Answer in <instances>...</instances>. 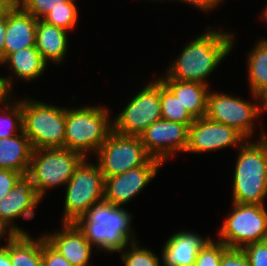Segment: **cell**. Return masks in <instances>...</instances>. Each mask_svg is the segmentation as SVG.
I'll use <instances>...</instances> for the list:
<instances>
[{"instance_id": "1", "label": "cell", "mask_w": 267, "mask_h": 266, "mask_svg": "<svg viewBox=\"0 0 267 266\" xmlns=\"http://www.w3.org/2000/svg\"><path fill=\"white\" fill-rule=\"evenodd\" d=\"M235 33L208 27L204 33L187 42L178 57L164 72L178 81L199 82L209 85L207 77L230 55Z\"/></svg>"}, {"instance_id": "2", "label": "cell", "mask_w": 267, "mask_h": 266, "mask_svg": "<svg viewBox=\"0 0 267 266\" xmlns=\"http://www.w3.org/2000/svg\"><path fill=\"white\" fill-rule=\"evenodd\" d=\"M133 215L123 208L102 200L92 205L74 224L87 241L96 247L97 253L121 252L126 246L137 242L131 227Z\"/></svg>"}, {"instance_id": "3", "label": "cell", "mask_w": 267, "mask_h": 266, "mask_svg": "<svg viewBox=\"0 0 267 266\" xmlns=\"http://www.w3.org/2000/svg\"><path fill=\"white\" fill-rule=\"evenodd\" d=\"M256 141V142H254ZM247 139L237 150L232 184V202L265 205L267 198V133Z\"/></svg>"}, {"instance_id": "4", "label": "cell", "mask_w": 267, "mask_h": 266, "mask_svg": "<svg viewBox=\"0 0 267 266\" xmlns=\"http://www.w3.org/2000/svg\"><path fill=\"white\" fill-rule=\"evenodd\" d=\"M77 108L66 107L64 148L88 158L91 153L96 154L113 131L112 118L105 105Z\"/></svg>"}, {"instance_id": "5", "label": "cell", "mask_w": 267, "mask_h": 266, "mask_svg": "<svg viewBox=\"0 0 267 266\" xmlns=\"http://www.w3.org/2000/svg\"><path fill=\"white\" fill-rule=\"evenodd\" d=\"M23 133L34 150L64 148L66 108L31 97L20 99Z\"/></svg>"}, {"instance_id": "6", "label": "cell", "mask_w": 267, "mask_h": 266, "mask_svg": "<svg viewBox=\"0 0 267 266\" xmlns=\"http://www.w3.org/2000/svg\"><path fill=\"white\" fill-rule=\"evenodd\" d=\"M85 157L66 148L33 150L28 176L43 201L46 192L65 186Z\"/></svg>"}, {"instance_id": "7", "label": "cell", "mask_w": 267, "mask_h": 266, "mask_svg": "<svg viewBox=\"0 0 267 266\" xmlns=\"http://www.w3.org/2000/svg\"><path fill=\"white\" fill-rule=\"evenodd\" d=\"M61 223H74L89 208L104 200L105 178L97 163L85 158L65 185Z\"/></svg>"}, {"instance_id": "8", "label": "cell", "mask_w": 267, "mask_h": 266, "mask_svg": "<svg viewBox=\"0 0 267 266\" xmlns=\"http://www.w3.org/2000/svg\"><path fill=\"white\" fill-rule=\"evenodd\" d=\"M218 230V240L228 248L242 249L251 243L267 240L266 205L239 204L232 202Z\"/></svg>"}, {"instance_id": "9", "label": "cell", "mask_w": 267, "mask_h": 266, "mask_svg": "<svg viewBox=\"0 0 267 266\" xmlns=\"http://www.w3.org/2000/svg\"><path fill=\"white\" fill-rule=\"evenodd\" d=\"M251 101L231 93L215 92L210 90L207 98L206 117L212 121L226 124L235 128L246 139H251L255 133V120L262 116L260 96L250 95ZM254 99V101H253ZM256 102V103H253ZM258 103V104H257Z\"/></svg>"}, {"instance_id": "10", "label": "cell", "mask_w": 267, "mask_h": 266, "mask_svg": "<svg viewBox=\"0 0 267 266\" xmlns=\"http://www.w3.org/2000/svg\"><path fill=\"white\" fill-rule=\"evenodd\" d=\"M135 94L112 120L114 132L139 137L152 123L162 118L158 78L153 79Z\"/></svg>"}, {"instance_id": "11", "label": "cell", "mask_w": 267, "mask_h": 266, "mask_svg": "<svg viewBox=\"0 0 267 266\" xmlns=\"http://www.w3.org/2000/svg\"><path fill=\"white\" fill-rule=\"evenodd\" d=\"M104 178L113 177L145 165L152 157L146 152L140 137L112 131L95 154Z\"/></svg>"}, {"instance_id": "12", "label": "cell", "mask_w": 267, "mask_h": 266, "mask_svg": "<svg viewBox=\"0 0 267 266\" xmlns=\"http://www.w3.org/2000/svg\"><path fill=\"white\" fill-rule=\"evenodd\" d=\"M188 135L189 125L161 118L146 128L139 137L146 152L164 164L177 152L186 151Z\"/></svg>"}, {"instance_id": "13", "label": "cell", "mask_w": 267, "mask_h": 266, "mask_svg": "<svg viewBox=\"0 0 267 266\" xmlns=\"http://www.w3.org/2000/svg\"><path fill=\"white\" fill-rule=\"evenodd\" d=\"M247 139L235 128L212 121L206 116L195 119L189 126L188 145L185 153H206L237 147Z\"/></svg>"}, {"instance_id": "14", "label": "cell", "mask_w": 267, "mask_h": 266, "mask_svg": "<svg viewBox=\"0 0 267 266\" xmlns=\"http://www.w3.org/2000/svg\"><path fill=\"white\" fill-rule=\"evenodd\" d=\"M161 167L163 163L160 160L151 158L145 165L105 178L104 200L116 206H125L151 183Z\"/></svg>"}, {"instance_id": "15", "label": "cell", "mask_w": 267, "mask_h": 266, "mask_svg": "<svg viewBox=\"0 0 267 266\" xmlns=\"http://www.w3.org/2000/svg\"><path fill=\"white\" fill-rule=\"evenodd\" d=\"M41 201L31 178L27 174L22 175L14 188L0 200V217L9 222L20 234H27L14 221L22 217L27 220L33 219L35 208Z\"/></svg>"}, {"instance_id": "16", "label": "cell", "mask_w": 267, "mask_h": 266, "mask_svg": "<svg viewBox=\"0 0 267 266\" xmlns=\"http://www.w3.org/2000/svg\"><path fill=\"white\" fill-rule=\"evenodd\" d=\"M61 230L45 233V239L64 256L72 266H91L93 246L74 223H61Z\"/></svg>"}, {"instance_id": "17", "label": "cell", "mask_w": 267, "mask_h": 266, "mask_svg": "<svg viewBox=\"0 0 267 266\" xmlns=\"http://www.w3.org/2000/svg\"><path fill=\"white\" fill-rule=\"evenodd\" d=\"M38 19L19 4L6 9L4 59L11 53L35 46Z\"/></svg>"}, {"instance_id": "18", "label": "cell", "mask_w": 267, "mask_h": 266, "mask_svg": "<svg viewBox=\"0 0 267 266\" xmlns=\"http://www.w3.org/2000/svg\"><path fill=\"white\" fill-rule=\"evenodd\" d=\"M210 239V236L204 238L190 230L175 232L162 247V265L194 266L198 253Z\"/></svg>"}, {"instance_id": "19", "label": "cell", "mask_w": 267, "mask_h": 266, "mask_svg": "<svg viewBox=\"0 0 267 266\" xmlns=\"http://www.w3.org/2000/svg\"><path fill=\"white\" fill-rule=\"evenodd\" d=\"M0 65H6L14 76H3L11 91L15 80L33 82L44 75L48 64L43 60L36 46L21 49L15 53L9 54ZM15 78V79H14ZM17 78V79H16ZM14 79V80H13Z\"/></svg>"}, {"instance_id": "20", "label": "cell", "mask_w": 267, "mask_h": 266, "mask_svg": "<svg viewBox=\"0 0 267 266\" xmlns=\"http://www.w3.org/2000/svg\"><path fill=\"white\" fill-rule=\"evenodd\" d=\"M68 33L63 28L38 20L35 46L47 64L53 62L59 66L63 63L69 46Z\"/></svg>"}, {"instance_id": "21", "label": "cell", "mask_w": 267, "mask_h": 266, "mask_svg": "<svg viewBox=\"0 0 267 266\" xmlns=\"http://www.w3.org/2000/svg\"><path fill=\"white\" fill-rule=\"evenodd\" d=\"M158 79L176 96L180 103L195 118L206 115L209 85L199 82L178 81L169 78L165 73Z\"/></svg>"}, {"instance_id": "22", "label": "cell", "mask_w": 267, "mask_h": 266, "mask_svg": "<svg viewBox=\"0 0 267 266\" xmlns=\"http://www.w3.org/2000/svg\"><path fill=\"white\" fill-rule=\"evenodd\" d=\"M33 150L23 131L12 137L0 138V168L28 174Z\"/></svg>"}, {"instance_id": "23", "label": "cell", "mask_w": 267, "mask_h": 266, "mask_svg": "<svg viewBox=\"0 0 267 266\" xmlns=\"http://www.w3.org/2000/svg\"><path fill=\"white\" fill-rule=\"evenodd\" d=\"M31 237L19 234L13 241L6 244L11 266H43L41 258V236Z\"/></svg>"}, {"instance_id": "24", "label": "cell", "mask_w": 267, "mask_h": 266, "mask_svg": "<svg viewBox=\"0 0 267 266\" xmlns=\"http://www.w3.org/2000/svg\"><path fill=\"white\" fill-rule=\"evenodd\" d=\"M248 52L247 78L250 93L260 95L267 88V38H261Z\"/></svg>"}, {"instance_id": "25", "label": "cell", "mask_w": 267, "mask_h": 266, "mask_svg": "<svg viewBox=\"0 0 267 266\" xmlns=\"http://www.w3.org/2000/svg\"><path fill=\"white\" fill-rule=\"evenodd\" d=\"M162 119L191 125L195 118L180 103L176 96L160 81Z\"/></svg>"}, {"instance_id": "26", "label": "cell", "mask_w": 267, "mask_h": 266, "mask_svg": "<svg viewBox=\"0 0 267 266\" xmlns=\"http://www.w3.org/2000/svg\"><path fill=\"white\" fill-rule=\"evenodd\" d=\"M0 110V138L12 137L21 133L23 131L22 108L19 100L12 97Z\"/></svg>"}, {"instance_id": "27", "label": "cell", "mask_w": 267, "mask_h": 266, "mask_svg": "<svg viewBox=\"0 0 267 266\" xmlns=\"http://www.w3.org/2000/svg\"><path fill=\"white\" fill-rule=\"evenodd\" d=\"M139 242L131 243L119 252L124 266H161L159 256L152 249L138 246Z\"/></svg>"}, {"instance_id": "28", "label": "cell", "mask_w": 267, "mask_h": 266, "mask_svg": "<svg viewBox=\"0 0 267 266\" xmlns=\"http://www.w3.org/2000/svg\"><path fill=\"white\" fill-rule=\"evenodd\" d=\"M79 12L75 2H64V6H58L42 19L50 25L63 28L71 32L77 27Z\"/></svg>"}, {"instance_id": "29", "label": "cell", "mask_w": 267, "mask_h": 266, "mask_svg": "<svg viewBox=\"0 0 267 266\" xmlns=\"http://www.w3.org/2000/svg\"><path fill=\"white\" fill-rule=\"evenodd\" d=\"M228 249L223 242L211 238L198 253L194 266H219L222 255Z\"/></svg>"}, {"instance_id": "30", "label": "cell", "mask_w": 267, "mask_h": 266, "mask_svg": "<svg viewBox=\"0 0 267 266\" xmlns=\"http://www.w3.org/2000/svg\"><path fill=\"white\" fill-rule=\"evenodd\" d=\"M77 0H20L19 5L36 19L42 20L53 8L64 6V2Z\"/></svg>"}, {"instance_id": "31", "label": "cell", "mask_w": 267, "mask_h": 266, "mask_svg": "<svg viewBox=\"0 0 267 266\" xmlns=\"http://www.w3.org/2000/svg\"><path fill=\"white\" fill-rule=\"evenodd\" d=\"M41 258L43 266H72L69 261L45 239L43 233L41 235Z\"/></svg>"}, {"instance_id": "32", "label": "cell", "mask_w": 267, "mask_h": 266, "mask_svg": "<svg viewBox=\"0 0 267 266\" xmlns=\"http://www.w3.org/2000/svg\"><path fill=\"white\" fill-rule=\"evenodd\" d=\"M242 250L251 266H267V240L251 243Z\"/></svg>"}, {"instance_id": "33", "label": "cell", "mask_w": 267, "mask_h": 266, "mask_svg": "<svg viewBox=\"0 0 267 266\" xmlns=\"http://www.w3.org/2000/svg\"><path fill=\"white\" fill-rule=\"evenodd\" d=\"M219 266H251L242 249L229 248L223 255Z\"/></svg>"}, {"instance_id": "34", "label": "cell", "mask_w": 267, "mask_h": 266, "mask_svg": "<svg viewBox=\"0 0 267 266\" xmlns=\"http://www.w3.org/2000/svg\"><path fill=\"white\" fill-rule=\"evenodd\" d=\"M21 176L22 174L17 171L0 168V200L14 188Z\"/></svg>"}, {"instance_id": "35", "label": "cell", "mask_w": 267, "mask_h": 266, "mask_svg": "<svg viewBox=\"0 0 267 266\" xmlns=\"http://www.w3.org/2000/svg\"><path fill=\"white\" fill-rule=\"evenodd\" d=\"M180 3H186L191 5V7H195L201 12H211L214 8H218L220 3H223L224 0H179ZM177 0V2H179Z\"/></svg>"}, {"instance_id": "36", "label": "cell", "mask_w": 267, "mask_h": 266, "mask_svg": "<svg viewBox=\"0 0 267 266\" xmlns=\"http://www.w3.org/2000/svg\"><path fill=\"white\" fill-rule=\"evenodd\" d=\"M20 233L4 218L0 217V240L7 239V244L13 241ZM1 242V241H0Z\"/></svg>"}, {"instance_id": "37", "label": "cell", "mask_w": 267, "mask_h": 266, "mask_svg": "<svg viewBox=\"0 0 267 266\" xmlns=\"http://www.w3.org/2000/svg\"><path fill=\"white\" fill-rule=\"evenodd\" d=\"M12 93L6 79L0 76V108L13 97Z\"/></svg>"}, {"instance_id": "38", "label": "cell", "mask_w": 267, "mask_h": 266, "mask_svg": "<svg viewBox=\"0 0 267 266\" xmlns=\"http://www.w3.org/2000/svg\"><path fill=\"white\" fill-rule=\"evenodd\" d=\"M5 35H6V10L0 14V63L4 60Z\"/></svg>"}, {"instance_id": "39", "label": "cell", "mask_w": 267, "mask_h": 266, "mask_svg": "<svg viewBox=\"0 0 267 266\" xmlns=\"http://www.w3.org/2000/svg\"><path fill=\"white\" fill-rule=\"evenodd\" d=\"M0 266H11L9 254L6 252V244L0 246Z\"/></svg>"}, {"instance_id": "40", "label": "cell", "mask_w": 267, "mask_h": 266, "mask_svg": "<svg viewBox=\"0 0 267 266\" xmlns=\"http://www.w3.org/2000/svg\"><path fill=\"white\" fill-rule=\"evenodd\" d=\"M260 96V107H261V114L263 115L264 112H267V88L259 95Z\"/></svg>"}, {"instance_id": "41", "label": "cell", "mask_w": 267, "mask_h": 266, "mask_svg": "<svg viewBox=\"0 0 267 266\" xmlns=\"http://www.w3.org/2000/svg\"><path fill=\"white\" fill-rule=\"evenodd\" d=\"M8 7L9 5L4 0H0V14L3 13Z\"/></svg>"}, {"instance_id": "42", "label": "cell", "mask_w": 267, "mask_h": 266, "mask_svg": "<svg viewBox=\"0 0 267 266\" xmlns=\"http://www.w3.org/2000/svg\"><path fill=\"white\" fill-rule=\"evenodd\" d=\"M266 7L263 8L262 14H261V19L262 21L267 23V4L265 5Z\"/></svg>"}, {"instance_id": "43", "label": "cell", "mask_w": 267, "mask_h": 266, "mask_svg": "<svg viewBox=\"0 0 267 266\" xmlns=\"http://www.w3.org/2000/svg\"><path fill=\"white\" fill-rule=\"evenodd\" d=\"M9 6L19 4L20 0H4Z\"/></svg>"}, {"instance_id": "44", "label": "cell", "mask_w": 267, "mask_h": 266, "mask_svg": "<svg viewBox=\"0 0 267 266\" xmlns=\"http://www.w3.org/2000/svg\"><path fill=\"white\" fill-rule=\"evenodd\" d=\"M148 1H149V0H148ZM150 1H151V0H150ZM152 1H153V0H152ZM154 1H155V0H154ZM156 1H159V0H156ZM160 1H162V2H163V1H165V0H160ZM167 1H168V0H167ZM169 1H170V0H169ZM171 1H172V0H171Z\"/></svg>"}]
</instances>
